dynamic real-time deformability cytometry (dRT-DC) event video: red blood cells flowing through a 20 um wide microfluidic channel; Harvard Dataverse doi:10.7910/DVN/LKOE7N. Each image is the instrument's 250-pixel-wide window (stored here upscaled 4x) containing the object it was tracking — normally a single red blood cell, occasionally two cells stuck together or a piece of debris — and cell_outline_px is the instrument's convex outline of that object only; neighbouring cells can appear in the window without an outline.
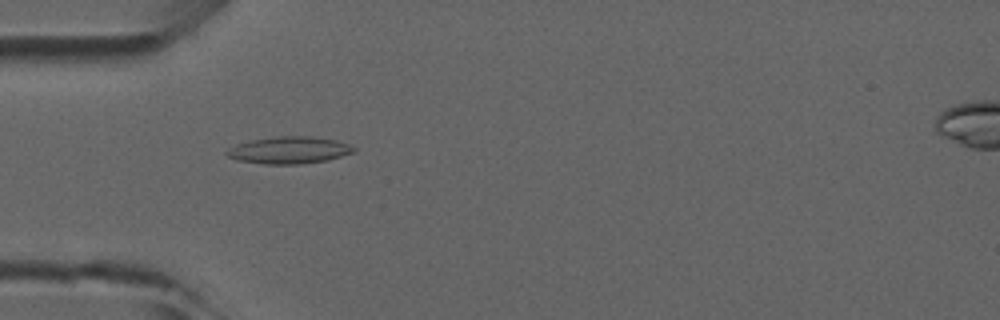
{"species": "common noctule bat (a hibernating species)", "species_latin": "Nyctalus noctula", "temperature_condition": "room temperature", "stored_images_in_passage": 38, "camera_frame_rate_fps": 3000, "um_per_image_px": 0.085, "animal": {"sex": "male", "forearm_length_mm": 52.5}, "frame": {"image": 1, "passage_image": 4, "time_ms": 1.0, "image_size_px": [1000, 320], "cell_outline_px": [[356, 152], [328, 160], [300, 164], [264, 164], [236, 160], [228, 156], [224, 152], [228, 148], [236, 144], [252, 140], [276, 136], [312, 136], [336, 140], [348, 144], [356, 148]], "centroid_in_image_um": [24.58, 12.76], "position_along_channel_um": 60.4, "area_um2": 20.17}}
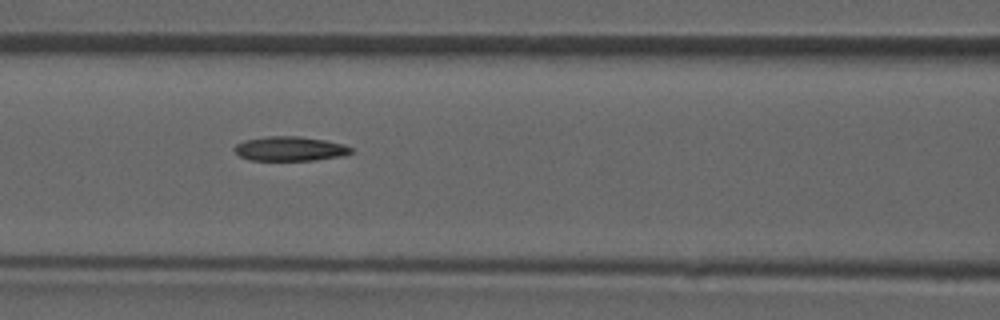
{"frame": {"image": 2, "passage_image": 10, "time_ms": 3.0, "image_size_px": [1000, 320], "cell_outline_px": [[352, 152], [344, 156], [316, 160], [252, 160], [240, 156], [232, 148], [236, 144], [244, 140], [268, 136], [300, 136], [324, 140], [344, 144], [352, 148]], "centroid_in_image_um": [24.66, 12.64], "position_along_channel_um": 141.9, "area_um2": 16.65}}
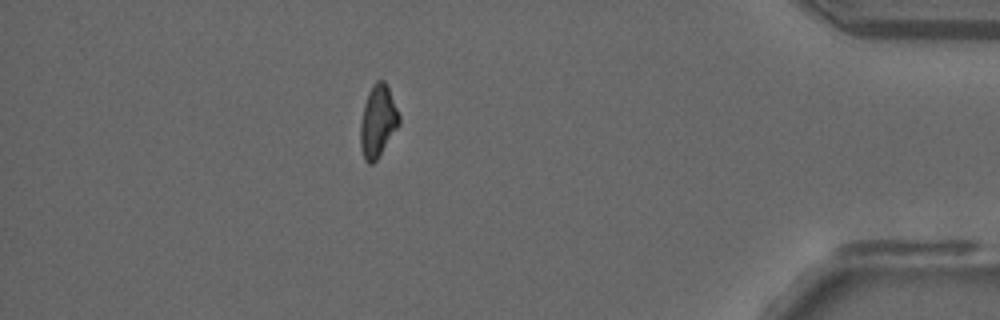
{"frame": {"image": 3, "passage_image": 32, "time_ms": 10.333, "image_size_px": [1000, 320], "cell_outline_px": [[400, 124], [376, 160], [372, 164], [368, 164], [364, 160], [360, 144], [360, 124], [364, 104], [368, 92], [372, 84], [376, 80], [384, 80], [388, 88], [400, 116]], "centroid_in_image_um": [32.1, 10.3], "position_along_channel_um": 403.1, "area_um2": 16.18}}